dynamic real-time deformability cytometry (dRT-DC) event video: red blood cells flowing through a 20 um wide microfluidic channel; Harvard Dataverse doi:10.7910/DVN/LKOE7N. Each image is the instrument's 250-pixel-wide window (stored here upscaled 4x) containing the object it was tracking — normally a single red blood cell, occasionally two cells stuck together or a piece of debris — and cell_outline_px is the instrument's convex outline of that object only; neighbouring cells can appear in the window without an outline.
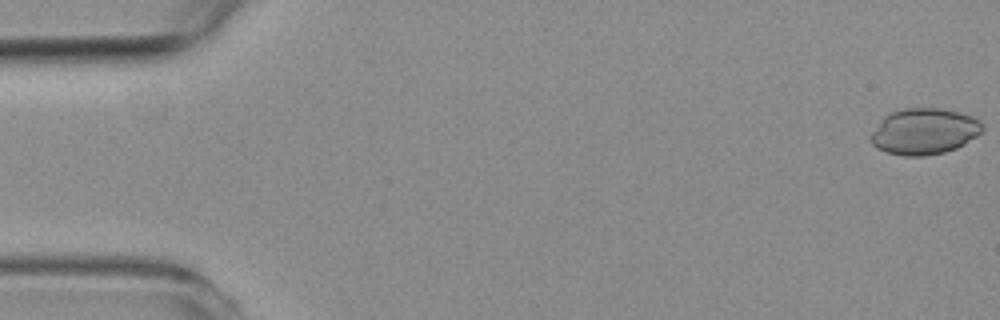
{"species": "common noctule bat (a hibernating species)", "species_latin": "Nyctalus noctula", "temperature_condition": "room temperature", "stored_images_in_passage": 57, "camera_frame_rate_fps": 3000, "um_per_image_px": 0.085, "animal": {"sex": "female", "body_mass_g": 19.3, "forearm_length_mm": 54.1}, "frame": {"image": 1, "passage_image": 1, "time_ms": 0.0, "image_size_px": [1000, 320], "cell_outline_px": [[984, 128], [976, 136], [964, 144], [956, 148], [944, 152], [924, 156], [904, 156], [884, 152], [876, 148], [872, 144], [872, 132], [880, 120], [884, 116], [892, 112], [904, 108], [940, 108], [960, 112], [972, 116], [980, 120], [984, 124]], "centroid_in_image_um": [78.57, 11.17], "position_along_channel_um": 6.4, "area_um2": 30.11}}
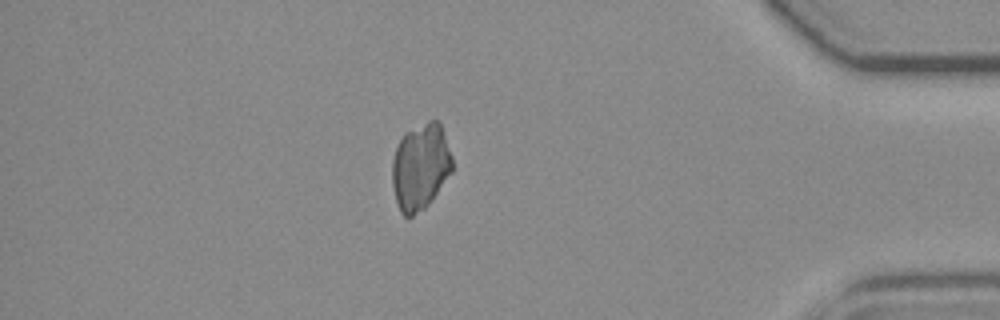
{"frame": {"image": 2, "passage_image": 49, "time_ms": 16.0, "image_size_px": [1000, 320], "cell_outline_px": [[452, 172], [424, 208], [408, 220], [400, 212], [396, 200], [392, 184], [392, 160], [396, 148], [404, 132], [428, 120], [440, 120], [452, 156]], "centroid_in_image_um": [35.73, 14.16], "position_along_channel_um": 399.5, "area_um2": 30.4}}
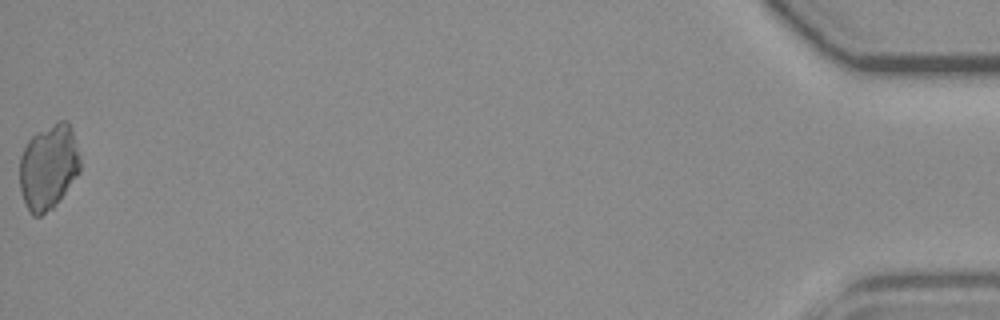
{"frame": {"image": 3, "passage_image": 57, "time_ms": 18.667, "image_size_px": [1000, 320], "cell_outline_px": [[80, 172], [52, 208], [40, 216], [32, 216], [28, 212], [20, 188], [20, 156], [28, 140], [32, 136], [56, 120], [68, 120], [80, 156]], "centroid_in_image_um": [4.11, 14.17], "position_along_channel_um": 431.1, "area_um2": 29.94}}